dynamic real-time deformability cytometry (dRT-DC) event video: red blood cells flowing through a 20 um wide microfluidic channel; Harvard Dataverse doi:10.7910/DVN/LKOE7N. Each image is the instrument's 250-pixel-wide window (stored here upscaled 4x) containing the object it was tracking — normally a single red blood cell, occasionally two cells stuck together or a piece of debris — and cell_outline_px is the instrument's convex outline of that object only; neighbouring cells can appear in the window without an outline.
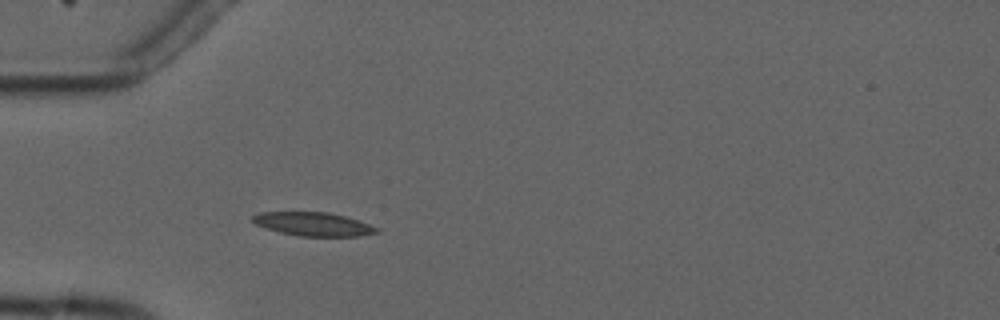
{"species": "common noctule bat (a hibernating species)", "species_latin": "Nyctalus noctula", "temperature_condition": "cold", "stored_images_in_passage": 4, "camera_frame_rate_fps": 3000, "um_per_image_px": 0.085, "animal": {"sex": "male", "forearm_length_mm": 52.5}, "frame": {"image": 1, "passage_image": 4, "time_ms": 3.333, "image_size_px": [1000, 320], "cell_outline_px": [[380, 232], [360, 236], [300, 236], [280, 232], [264, 228], [256, 224], [252, 220], [252, 216], [260, 212], [328, 212], [344, 216], [380, 228]], "centroid_in_image_um": [26.63, 19.05], "position_along_channel_um": 58.4, "area_um2": 16.99}}